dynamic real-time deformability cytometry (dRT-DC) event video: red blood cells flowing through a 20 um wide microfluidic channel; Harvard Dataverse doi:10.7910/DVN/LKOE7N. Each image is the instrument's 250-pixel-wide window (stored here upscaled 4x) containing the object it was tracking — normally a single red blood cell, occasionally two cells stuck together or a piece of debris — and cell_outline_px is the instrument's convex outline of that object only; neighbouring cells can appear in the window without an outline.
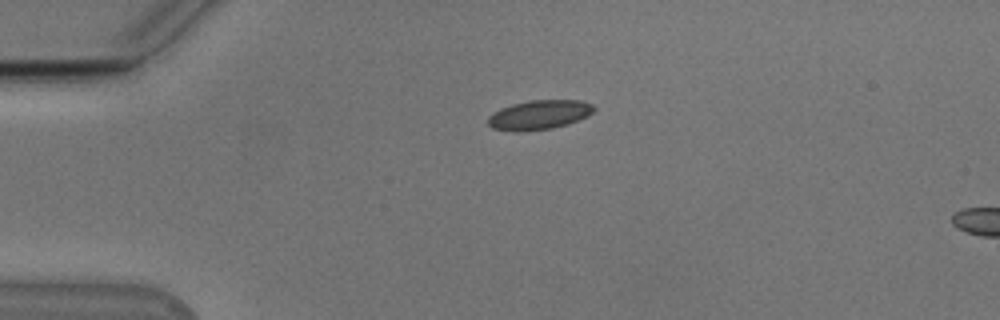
{"species": "Egyptian fruit bat (a non-hibernating species)", "species_latin": "Rousettus aegyptiacus", "temperature_condition": "cold", "stored_images_in_passage": 5, "camera_frame_rate_fps": 3000, "um_per_image_px": 0.085, "animal": {"sex": "male"}, "frame": {"image": 1, "passage_image": 1, "time_ms": 0.0, "image_size_px": [1000, 320], "cell_outline_px": [[596, 108], [588, 116], [568, 124], [552, 128], [520, 132], [512, 132], [492, 128], [488, 124], [488, 116], [500, 108], [512, 104], [532, 100], [580, 100], [592, 104]], "centroid_in_image_um": [45.82, 9.77], "position_along_channel_um": 39.2, "area_um2": 18.26}}